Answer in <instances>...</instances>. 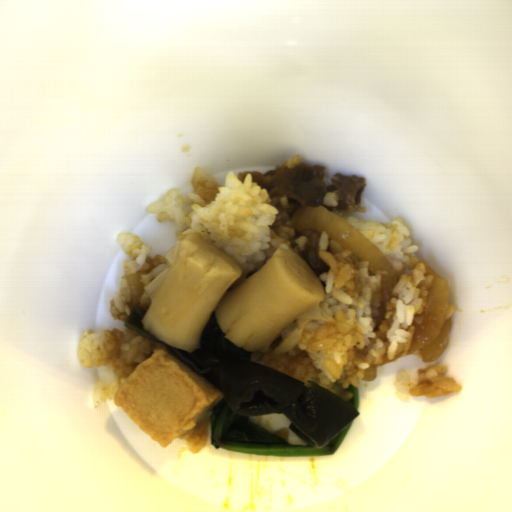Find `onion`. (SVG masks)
<instances>
[{
  "label": "onion",
  "instance_id": "06740285",
  "mask_svg": "<svg viewBox=\"0 0 512 512\" xmlns=\"http://www.w3.org/2000/svg\"><path fill=\"white\" fill-rule=\"evenodd\" d=\"M292 227L311 228L324 231L360 261L367 263V268L382 279L391 277L395 269L385 254L363 234L349 223L322 206H301L291 218Z\"/></svg>",
  "mask_w": 512,
  "mask_h": 512
},
{
  "label": "onion",
  "instance_id": "6bf65262",
  "mask_svg": "<svg viewBox=\"0 0 512 512\" xmlns=\"http://www.w3.org/2000/svg\"><path fill=\"white\" fill-rule=\"evenodd\" d=\"M312 319L333 321V317L320 308L319 302L298 316L282 332V342L270 353L269 357H280L291 350L301 339L304 326Z\"/></svg>",
  "mask_w": 512,
  "mask_h": 512
},
{
  "label": "onion",
  "instance_id": "55239325",
  "mask_svg": "<svg viewBox=\"0 0 512 512\" xmlns=\"http://www.w3.org/2000/svg\"><path fill=\"white\" fill-rule=\"evenodd\" d=\"M145 274H147L145 271L125 274L126 283L131 294L132 310L135 306L139 307V301L144 293V285L141 277Z\"/></svg>",
  "mask_w": 512,
  "mask_h": 512
}]
</instances>
